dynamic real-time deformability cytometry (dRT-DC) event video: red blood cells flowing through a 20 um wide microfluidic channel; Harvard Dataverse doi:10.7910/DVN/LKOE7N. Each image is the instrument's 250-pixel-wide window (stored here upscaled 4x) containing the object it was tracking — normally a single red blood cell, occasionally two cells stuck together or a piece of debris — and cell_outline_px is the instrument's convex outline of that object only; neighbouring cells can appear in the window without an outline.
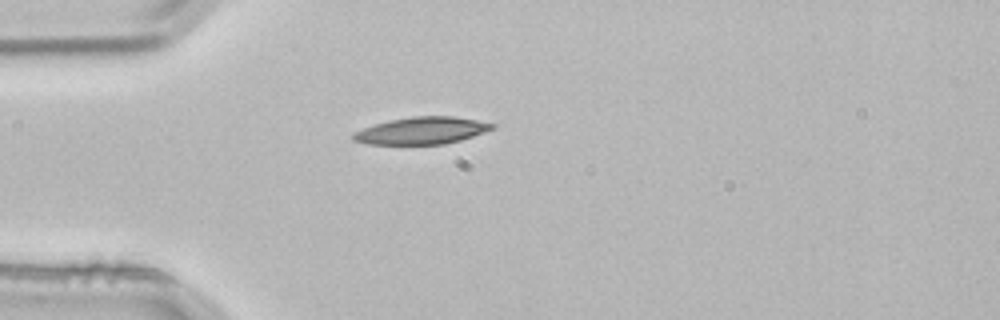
{"species": "common noctule bat (a hibernating species)", "species_latin": "Nyctalus noctula", "temperature_condition": "room temperature", "stored_images_in_passage": 2, "camera_frame_rate_fps": 3000, "um_per_image_px": 0.085, "animal": {"sex": "male", "body_mass_g": 21.5, "forearm_length_mm": 52.0}, "frame": {"image": 1, "passage_image": 1, "time_ms": 0.0, "image_size_px": [1000, 320], "cell_outline_px": [[496, 128], [460, 140], [444, 144], [368, 144], [352, 140], [352, 132], [376, 124], [392, 120], [412, 116], [456, 116], [496, 124]], "centroid_in_image_um": [35.86, 11.1], "position_along_channel_um": 49.1, "area_um2": 21.85}}